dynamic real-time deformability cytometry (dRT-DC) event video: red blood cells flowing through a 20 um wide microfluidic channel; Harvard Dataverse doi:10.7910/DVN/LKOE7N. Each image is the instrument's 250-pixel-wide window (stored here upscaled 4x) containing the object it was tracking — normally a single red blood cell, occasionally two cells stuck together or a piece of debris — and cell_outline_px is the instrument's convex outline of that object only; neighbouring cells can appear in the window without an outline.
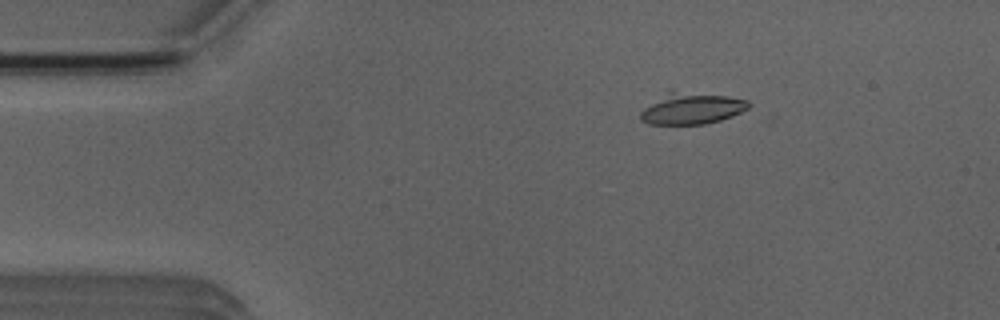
{"species": "Egyptian fruit bat (a non-hibernating species)", "species_latin": "Rousettus aegyptiacus", "temperature_condition": "room temperature", "stored_images_in_passage": 2, "camera_frame_rate_fps": 3000, "um_per_image_px": 0.085, "animal": {"sex": "male"}, "frame": {"image": 1, "passage_image": 1, "time_ms": 0.0, "image_size_px": [1000, 320], "cell_outline_px": [[748, 108], [732, 116], [720, 120], [704, 124], [648, 124], [640, 120], [640, 112], [644, 108], [672, 88], [728, 96], [748, 100]], "centroid_in_image_um": [58.76, 9.18], "position_along_channel_um": 26.2, "area_um2": 20.11}}